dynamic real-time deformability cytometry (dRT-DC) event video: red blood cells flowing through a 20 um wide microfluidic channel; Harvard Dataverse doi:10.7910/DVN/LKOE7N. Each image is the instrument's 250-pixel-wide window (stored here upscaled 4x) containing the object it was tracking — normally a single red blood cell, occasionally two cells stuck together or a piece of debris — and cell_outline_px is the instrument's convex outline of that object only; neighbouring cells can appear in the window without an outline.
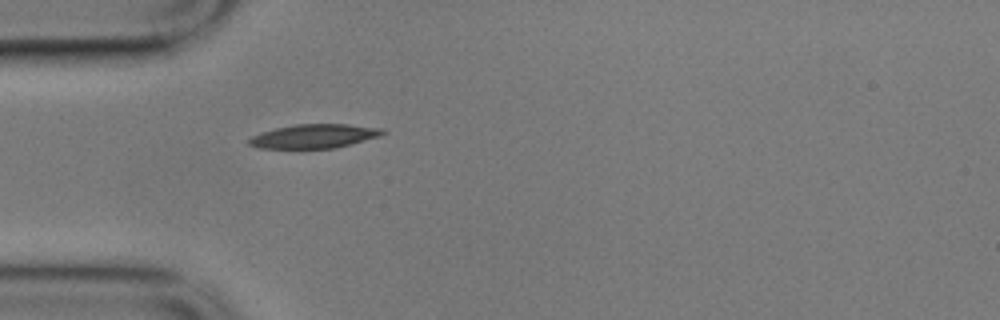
{"species": "common noctule bat (a hibernating species)", "species_latin": "Nyctalus noctula", "temperature_condition": "cold", "stored_images_in_passage": 1, "camera_frame_rate_fps": 3000, "um_per_image_px": 0.085, "animal": {"sex": "male", "body_mass_g": 17.9}, "frame": {"image": 1, "passage_image": 1, "time_ms": 0.0, "image_size_px": [1000, 320], "cell_outline_px": [[388, 132], [380, 136], [336, 148], [256, 148], [248, 144], [248, 140], [252, 136], [260, 132], [276, 128], [296, 124], [348, 124], [384, 128]], "centroid_in_image_um": [26.73, 11.57], "position_along_channel_um": 58.3, "area_um2": 18.79}}